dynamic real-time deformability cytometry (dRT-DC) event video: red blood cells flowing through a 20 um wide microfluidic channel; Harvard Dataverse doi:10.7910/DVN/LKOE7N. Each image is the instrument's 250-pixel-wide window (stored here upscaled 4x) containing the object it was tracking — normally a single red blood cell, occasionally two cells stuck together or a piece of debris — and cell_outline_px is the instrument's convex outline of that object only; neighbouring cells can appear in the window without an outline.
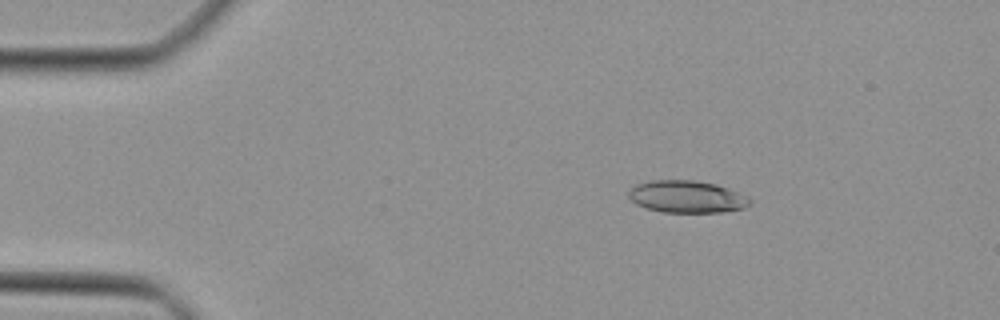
{"species": "Egyptian fruit bat (a non-hibernating species)", "species_latin": "Rousettus aegyptiacus", "temperature_condition": "cold", "stored_images_in_passage": 40, "camera_frame_rate_fps": 3000, "um_per_image_px": 0.085, "animal": {"sex": "female"}, "frame": {"image": 1, "passage_image": 1, "time_ms": 0.0, "image_size_px": [1000, 320], "cell_outline_px": [[752, 204], [744, 208], [720, 212], [664, 212], [644, 208], [636, 204], [628, 196], [628, 192], [636, 184], [648, 180], [692, 180], [716, 184], [728, 188], [748, 196], [752, 200]], "centroid_in_image_um": [58.39, 16.72], "position_along_channel_um": 26.6, "area_um2": 22.89}}
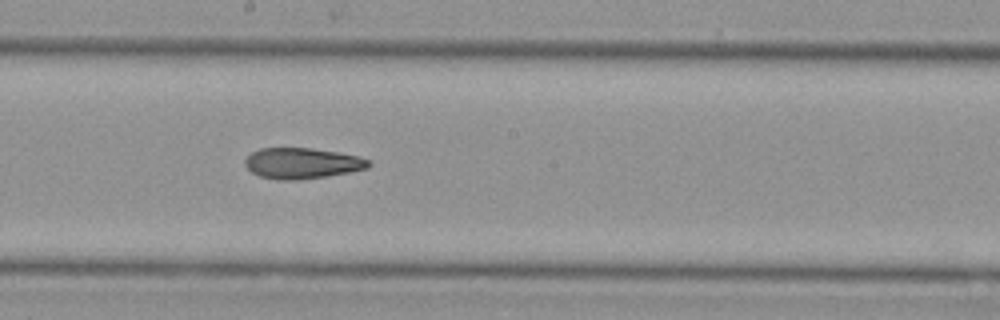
{"frame": {"image": 2, "passage_image": 19, "time_ms": 6.0, "image_size_px": [1000, 320], "cell_outline_px": [[372, 164], [368, 168], [348, 172], [324, 176], [296, 180], [276, 180], [260, 176], [252, 172], [244, 164], [244, 160], [252, 152], [260, 148], [312, 148], [360, 156], [368, 160]], "centroid_in_image_um": [25.66, 13.87], "position_along_channel_um": 222.5, "area_um2": 22.08}}
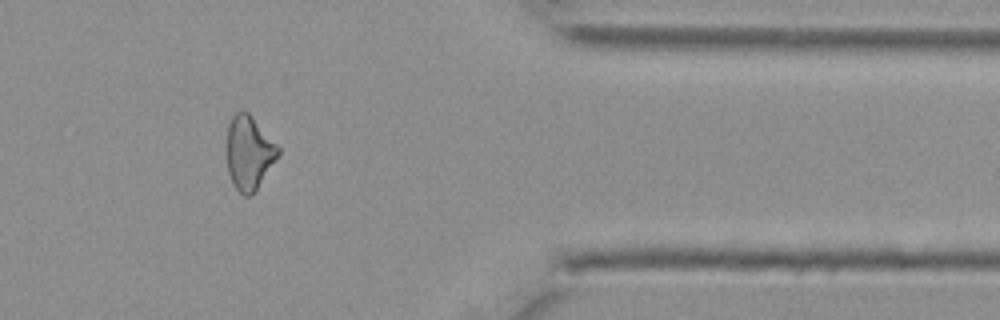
{"frame": {"image": 3, "passage_image": 32, "time_ms": 10.333, "image_size_px": [1000, 320], "cell_outline_px": [[280, 152], [256, 188], [248, 196], [244, 196], [232, 184], [228, 172], [228, 124], [232, 116], [236, 112], [248, 112], [280, 148]], "centroid_in_image_um": [21.15, 12.97], "position_along_channel_um": 390.3, "area_um2": 21.33}}